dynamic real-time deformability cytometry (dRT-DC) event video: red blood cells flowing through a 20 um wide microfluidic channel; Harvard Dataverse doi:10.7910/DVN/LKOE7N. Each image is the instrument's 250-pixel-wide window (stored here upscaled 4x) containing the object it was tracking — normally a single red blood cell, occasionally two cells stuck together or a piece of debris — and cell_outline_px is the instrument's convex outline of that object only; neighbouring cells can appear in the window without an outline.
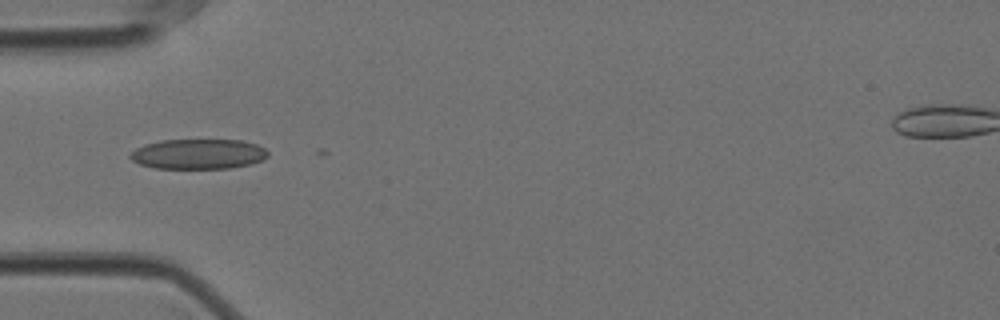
{"species": "Egyptian fruit bat (a non-hibernating species)", "species_latin": "Rousettus aegyptiacus", "temperature_condition": "cold", "stored_images_in_passage": 25, "camera_frame_rate_fps": 3000, "um_per_image_px": 0.085, "animal": {"sex": "female"}, "frame": {"image": 1, "passage_image": 1, "time_ms": 0.0, "image_size_px": [1000, 320], "cell_outline_px": [[268, 156], [252, 164], [228, 168], [156, 168], [140, 164], [132, 160], [128, 156], [136, 148], [144, 144], [160, 140], [240, 140], [256, 144], [264, 148], [268, 152]], "centroid_in_image_um": [16.84, 13.09], "position_along_channel_um": 68.2, "area_um2": 24.04}}
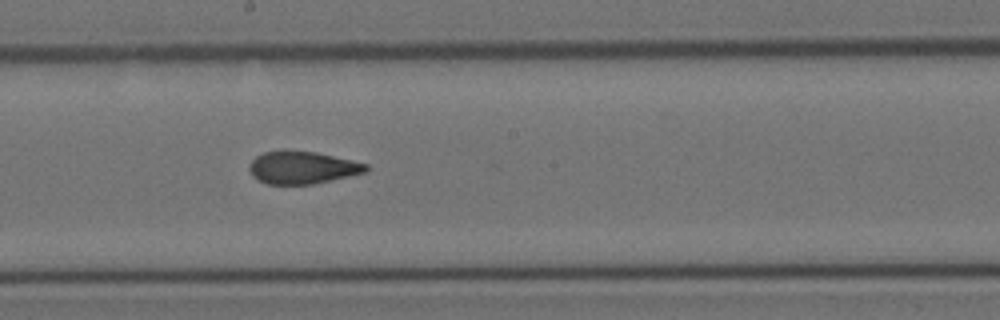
{"frame": {"image": 2, "passage_image": 14, "time_ms": 4.333, "image_size_px": [1000, 320], "cell_outline_px": [[368, 172], [312, 184], [268, 184], [256, 180], [252, 176], [248, 168], [248, 164], [256, 156], [264, 152], [284, 148], [316, 152], [368, 164]], "centroid_in_image_um": [25.65, 14.22], "position_along_channel_um": 222.6, "area_um2": 22.54}}
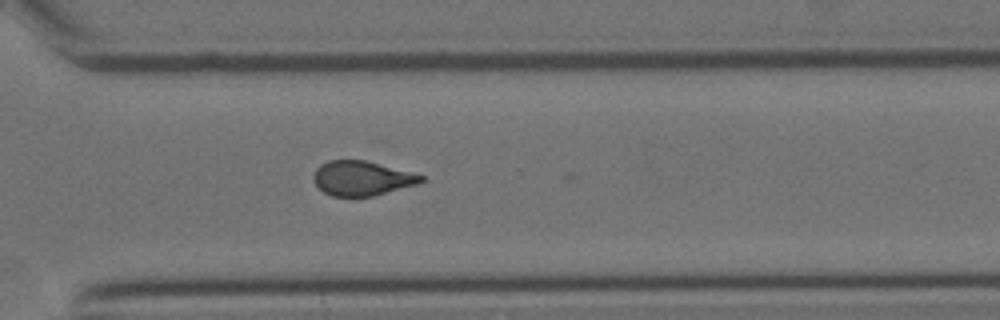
{"frame": {"image": 3, "passage_image": 24, "time_ms": 7.667, "image_size_px": [1000, 320], "cell_outline_px": [[424, 180], [420, 184], [372, 196], [332, 196], [324, 192], [312, 180], [312, 176], [316, 168], [320, 164], [328, 160], [364, 160], [424, 176]], "centroid_in_image_um": [30.73, 15.15], "position_along_channel_um": 339.9, "area_um2": 21.56}}